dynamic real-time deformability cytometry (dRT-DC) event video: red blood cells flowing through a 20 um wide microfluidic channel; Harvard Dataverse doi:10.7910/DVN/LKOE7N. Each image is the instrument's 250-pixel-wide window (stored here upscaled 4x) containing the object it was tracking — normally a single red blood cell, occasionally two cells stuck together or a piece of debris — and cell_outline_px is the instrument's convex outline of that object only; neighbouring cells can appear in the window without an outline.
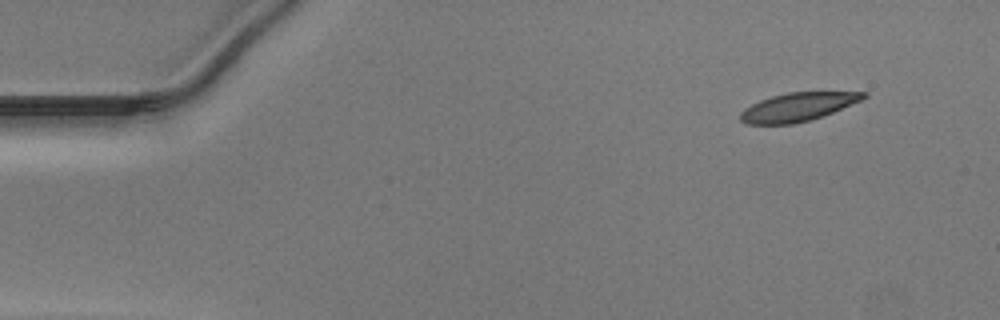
{"species": "Egyptian fruit bat (a non-hibernating species)", "species_latin": "Rousettus aegyptiacus", "temperature_condition": "warm", "stored_images_in_passage": 47, "camera_frame_rate_fps": 3000, "um_per_image_px": 0.085, "animal": {"sex": "male"}, "frame": {"image": 1, "passage_image": 1, "time_ms": 0.0, "image_size_px": [1000, 320], "cell_outline_px": [[868, 96], [860, 100], [832, 112], [812, 120], [792, 124], [744, 124], [740, 120], [740, 112], [744, 108], [760, 100], [772, 96], [788, 92], [868, 92]], "centroid_in_image_um": [67.77, 9.1], "position_along_channel_um": 17.2, "area_um2": 20.29}}
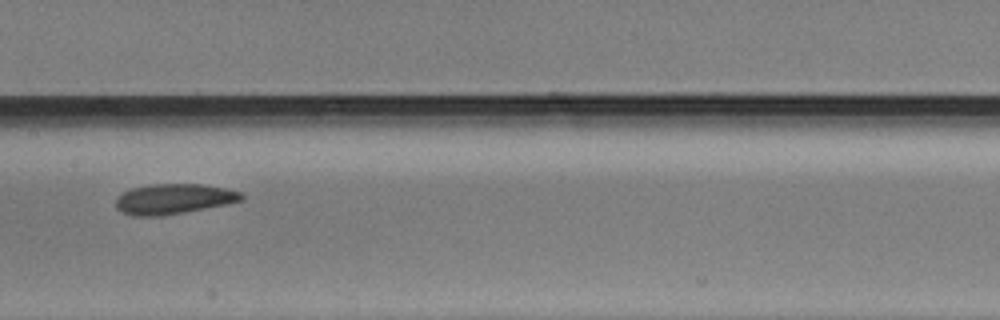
{"frame": {"image": 2, "passage_image": 22, "time_ms": 7.0, "image_size_px": [1000, 320], "cell_outline_px": [[244, 200], [184, 212], [156, 216], [132, 216], [120, 212], [116, 208], [116, 200], [124, 192], [132, 188], [148, 184], [200, 184], [228, 188], [240, 192], [244, 196]], "centroid_in_image_um": [14.75, 16.9], "position_along_channel_um": 192.7, "area_um2": 22.02}}
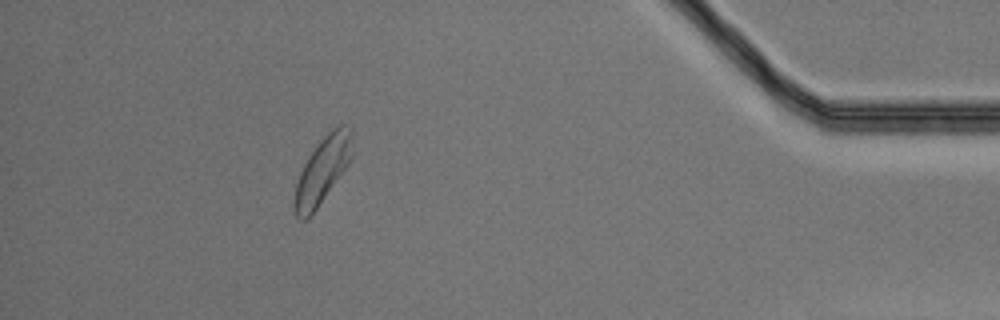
{"frame": {"image": 3, "passage_image": 42, "time_ms": 13.667, "image_size_px": [1000, 320], "cell_outline_px": [[352, 156], [348, 164], [316, 208], [304, 220], [300, 220], [296, 216], [296, 184], [300, 172], [308, 156], [320, 140], [332, 128], [340, 124], [344, 124], [352, 128]], "centroid_in_image_um": [27.45, 14.37], "position_along_channel_um": 407.7, "area_um2": 21.62}}